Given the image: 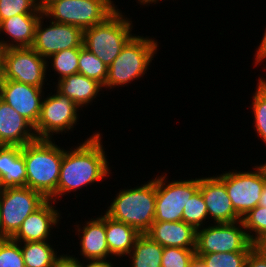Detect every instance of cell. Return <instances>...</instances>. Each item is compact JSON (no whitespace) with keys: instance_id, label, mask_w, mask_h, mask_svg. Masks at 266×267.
I'll return each instance as SVG.
<instances>
[{"instance_id":"obj_1","label":"cell","mask_w":266,"mask_h":267,"mask_svg":"<svg viewBox=\"0 0 266 267\" xmlns=\"http://www.w3.org/2000/svg\"><path fill=\"white\" fill-rule=\"evenodd\" d=\"M103 135L99 131H94L76 146L73 145L71 148L66 146L60 166L57 191L49 200L59 203L71 192H77L75 196L77 198L78 191L88 186L92 187L91 185L96 182L95 185L100 182L102 184L109 178L112 166L109 165L108 152L103 145L105 144L102 141Z\"/></svg>"},{"instance_id":"obj_2","label":"cell","mask_w":266,"mask_h":267,"mask_svg":"<svg viewBox=\"0 0 266 267\" xmlns=\"http://www.w3.org/2000/svg\"><path fill=\"white\" fill-rule=\"evenodd\" d=\"M55 139H36L22 146L26 164V187L49 200L57 191L60 166L65 151Z\"/></svg>"},{"instance_id":"obj_3","label":"cell","mask_w":266,"mask_h":267,"mask_svg":"<svg viewBox=\"0 0 266 267\" xmlns=\"http://www.w3.org/2000/svg\"><path fill=\"white\" fill-rule=\"evenodd\" d=\"M138 185L118 189L119 192L111 198L110 205L103 212L145 234L155 219L156 176Z\"/></svg>"},{"instance_id":"obj_4","label":"cell","mask_w":266,"mask_h":267,"mask_svg":"<svg viewBox=\"0 0 266 267\" xmlns=\"http://www.w3.org/2000/svg\"><path fill=\"white\" fill-rule=\"evenodd\" d=\"M159 44L161 43L154 37L135 34L108 67L104 90L112 89V92L115 87H128L133 81L143 79L160 50Z\"/></svg>"},{"instance_id":"obj_5","label":"cell","mask_w":266,"mask_h":267,"mask_svg":"<svg viewBox=\"0 0 266 267\" xmlns=\"http://www.w3.org/2000/svg\"><path fill=\"white\" fill-rule=\"evenodd\" d=\"M116 9L103 22L83 30V47L97 56L107 67L135 35L132 17Z\"/></svg>"},{"instance_id":"obj_6","label":"cell","mask_w":266,"mask_h":267,"mask_svg":"<svg viewBox=\"0 0 266 267\" xmlns=\"http://www.w3.org/2000/svg\"><path fill=\"white\" fill-rule=\"evenodd\" d=\"M113 0H54L43 14L50 20L77 26L82 30L103 22L117 8Z\"/></svg>"},{"instance_id":"obj_7","label":"cell","mask_w":266,"mask_h":267,"mask_svg":"<svg viewBox=\"0 0 266 267\" xmlns=\"http://www.w3.org/2000/svg\"><path fill=\"white\" fill-rule=\"evenodd\" d=\"M49 93L43 97L40 116L34 127L37 139H54L55 134L68 135L80 121L79 112L82 111L71 99L55 88L54 93Z\"/></svg>"},{"instance_id":"obj_8","label":"cell","mask_w":266,"mask_h":267,"mask_svg":"<svg viewBox=\"0 0 266 267\" xmlns=\"http://www.w3.org/2000/svg\"><path fill=\"white\" fill-rule=\"evenodd\" d=\"M253 170L231 169L216 176L224 183L235 212L242 218L258 205L266 185V163L254 164Z\"/></svg>"},{"instance_id":"obj_9","label":"cell","mask_w":266,"mask_h":267,"mask_svg":"<svg viewBox=\"0 0 266 267\" xmlns=\"http://www.w3.org/2000/svg\"><path fill=\"white\" fill-rule=\"evenodd\" d=\"M166 172L156 175V205L154 221H182V214L188 199L199 189V177L169 179Z\"/></svg>"},{"instance_id":"obj_10","label":"cell","mask_w":266,"mask_h":267,"mask_svg":"<svg viewBox=\"0 0 266 267\" xmlns=\"http://www.w3.org/2000/svg\"><path fill=\"white\" fill-rule=\"evenodd\" d=\"M242 220L231 223H210L197 230L196 254L251 251Z\"/></svg>"},{"instance_id":"obj_11","label":"cell","mask_w":266,"mask_h":267,"mask_svg":"<svg viewBox=\"0 0 266 267\" xmlns=\"http://www.w3.org/2000/svg\"><path fill=\"white\" fill-rule=\"evenodd\" d=\"M46 61L32 47L8 48L4 56V80H15L51 90L52 86L48 82L56 79L48 80Z\"/></svg>"},{"instance_id":"obj_12","label":"cell","mask_w":266,"mask_h":267,"mask_svg":"<svg viewBox=\"0 0 266 267\" xmlns=\"http://www.w3.org/2000/svg\"><path fill=\"white\" fill-rule=\"evenodd\" d=\"M46 201L41 193L26 186L5 188L0 196V217L4 233L11 238L23 220Z\"/></svg>"},{"instance_id":"obj_13","label":"cell","mask_w":266,"mask_h":267,"mask_svg":"<svg viewBox=\"0 0 266 267\" xmlns=\"http://www.w3.org/2000/svg\"><path fill=\"white\" fill-rule=\"evenodd\" d=\"M46 20V24L44 23ZM49 24H48V23ZM83 46V30L70 24L49 20L44 14L37 22L32 48L43 58L70 48Z\"/></svg>"},{"instance_id":"obj_14","label":"cell","mask_w":266,"mask_h":267,"mask_svg":"<svg viewBox=\"0 0 266 267\" xmlns=\"http://www.w3.org/2000/svg\"><path fill=\"white\" fill-rule=\"evenodd\" d=\"M58 203L47 200L35 212L27 216L11 239L18 243L52 240L54 230L59 229L63 213ZM55 205V206H54ZM54 228V229H53ZM53 230V231H52Z\"/></svg>"},{"instance_id":"obj_15","label":"cell","mask_w":266,"mask_h":267,"mask_svg":"<svg viewBox=\"0 0 266 267\" xmlns=\"http://www.w3.org/2000/svg\"><path fill=\"white\" fill-rule=\"evenodd\" d=\"M46 90L15 80H4L0 87V99L35 127L41 112Z\"/></svg>"},{"instance_id":"obj_16","label":"cell","mask_w":266,"mask_h":267,"mask_svg":"<svg viewBox=\"0 0 266 267\" xmlns=\"http://www.w3.org/2000/svg\"><path fill=\"white\" fill-rule=\"evenodd\" d=\"M80 223V224H78ZM83 224V225H82ZM75 234L78 236L79 256L82 260H105L114 258L110 252L106 241L105 234V212L101 210V214L95 218H88L87 221L75 222L73 225Z\"/></svg>"},{"instance_id":"obj_17","label":"cell","mask_w":266,"mask_h":267,"mask_svg":"<svg viewBox=\"0 0 266 267\" xmlns=\"http://www.w3.org/2000/svg\"><path fill=\"white\" fill-rule=\"evenodd\" d=\"M199 190L207 206L211 223H231L242 220L232 206L224 183L216 175L199 176Z\"/></svg>"},{"instance_id":"obj_18","label":"cell","mask_w":266,"mask_h":267,"mask_svg":"<svg viewBox=\"0 0 266 267\" xmlns=\"http://www.w3.org/2000/svg\"><path fill=\"white\" fill-rule=\"evenodd\" d=\"M145 234L163 247L196 250L197 230L184 221H154Z\"/></svg>"},{"instance_id":"obj_19","label":"cell","mask_w":266,"mask_h":267,"mask_svg":"<svg viewBox=\"0 0 266 267\" xmlns=\"http://www.w3.org/2000/svg\"><path fill=\"white\" fill-rule=\"evenodd\" d=\"M36 139L34 127L0 99V145L22 147Z\"/></svg>"},{"instance_id":"obj_20","label":"cell","mask_w":266,"mask_h":267,"mask_svg":"<svg viewBox=\"0 0 266 267\" xmlns=\"http://www.w3.org/2000/svg\"><path fill=\"white\" fill-rule=\"evenodd\" d=\"M41 16L42 14H17L2 20L0 22V44L6 49L32 47L36 25Z\"/></svg>"},{"instance_id":"obj_21","label":"cell","mask_w":266,"mask_h":267,"mask_svg":"<svg viewBox=\"0 0 266 267\" xmlns=\"http://www.w3.org/2000/svg\"><path fill=\"white\" fill-rule=\"evenodd\" d=\"M51 85L59 93L71 99L82 111H84V108H88L89 104L93 106V102L99 100L101 92H105L99 82L80 73L64 77L57 82H53Z\"/></svg>"},{"instance_id":"obj_22","label":"cell","mask_w":266,"mask_h":267,"mask_svg":"<svg viewBox=\"0 0 266 267\" xmlns=\"http://www.w3.org/2000/svg\"><path fill=\"white\" fill-rule=\"evenodd\" d=\"M0 176L5 188L26 186V164L22 147L0 145Z\"/></svg>"},{"instance_id":"obj_23","label":"cell","mask_w":266,"mask_h":267,"mask_svg":"<svg viewBox=\"0 0 266 267\" xmlns=\"http://www.w3.org/2000/svg\"><path fill=\"white\" fill-rule=\"evenodd\" d=\"M105 234L110 254L118 261L132 250L140 233L124 222L114 220L105 213ZM121 258V259H120ZM120 259V260H119Z\"/></svg>"},{"instance_id":"obj_24","label":"cell","mask_w":266,"mask_h":267,"mask_svg":"<svg viewBox=\"0 0 266 267\" xmlns=\"http://www.w3.org/2000/svg\"><path fill=\"white\" fill-rule=\"evenodd\" d=\"M164 247L153 241L148 235L140 234L125 258L130 267H161ZM128 266V267H129Z\"/></svg>"},{"instance_id":"obj_25","label":"cell","mask_w":266,"mask_h":267,"mask_svg":"<svg viewBox=\"0 0 266 267\" xmlns=\"http://www.w3.org/2000/svg\"><path fill=\"white\" fill-rule=\"evenodd\" d=\"M55 246L50 240L20 243L25 267H53L62 256Z\"/></svg>"},{"instance_id":"obj_26","label":"cell","mask_w":266,"mask_h":267,"mask_svg":"<svg viewBox=\"0 0 266 267\" xmlns=\"http://www.w3.org/2000/svg\"><path fill=\"white\" fill-rule=\"evenodd\" d=\"M79 53H80V48H70L54 53L51 56H49L46 59L48 77L49 76L52 77V75L54 74L53 77L55 78L56 76H58L56 81H59L64 77L78 73ZM51 70L52 72L54 71L53 74L52 73L50 74Z\"/></svg>"},{"instance_id":"obj_27","label":"cell","mask_w":266,"mask_h":267,"mask_svg":"<svg viewBox=\"0 0 266 267\" xmlns=\"http://www.w3.org/2000/svg\"><path fill=\"white\" fill-rule=\"evenodd\" d=\"M258 83L255 86V92L252 94V101L249 108L252 109L253 128L256 131L257 137H260L261 143L266 146V78L258 77Z\"/></svg>"},{"instance_id":"obj_28","label":"cell","mask_w":266,"mask_h":267,"mask_svg":"<svg viewBox=\"0 0 266 267\" xmlns=\"http://www.w3.org/2000/svg\"><path fill=\"white\" fill-rule=\"evenodd\" d=\"M78 73L96 80L103 87L108 75V67L85 47H80Z\"/></svg>"},{"instance_id":"obj_29","label":"cell","mask_w":266,"mask_h":267,"mask_svg":"<svg viewBox=\"0 0 266 267\" xmlns=\"http://www.w3.org/2000/svg\"><path fill=\"white\" fill-rule=\"evenodd\" d=\"M182 221L193 226L196 230L210 224L207 206L199 189L188 199V203L185 204Z\"/></svg>"},{"instance_id":"obj_30","label":"cell","mask_w":266,"mask_h":267,"mask_svg":"<svg viewBox=\"0 0 266 267\" xmlns=\"http://www.w3.org/2000/svg\"><path fill=\"white\" fill-rule=\"evenodd\" d=\"M242 222L253 244L266 237V207L257 205L242 217Z\"/></svg>"},{"instance_id":"obj_31","label":"cell","mask_w":266,"mask_h":267,"mask_svg":"<svg viewBox=\"0 0 266 267\" xmlns=\"http://www.w3.org/2000/svg\"><path fill=\"white\" fill-rule=\"evenodd\" d=\"M250 251L196 254L206 267H244Z\"/></svg>"},{"instance_id":"obj_32","label":"cell","mask_w":266,"mask_h":267,"mask_svg":"<svg viewBox=\"0 0 266 267\" xmlns=\"http://www.w3.org/2000/svg\"><path fill=\"white\" fill-rule=\"evenodd\" d=\"M17 14H43L38 0H0V22Z\"/></svg>"},{"instance_id":"obj_33","label":"cell","mask_w":266,"mask_h":267,"mask_svg":"<svg viewBox=\"0 0 266 267\" xmlns=\"http://www.w3.org/2000/svg\"><path fill=\"white\" fill-rule=\"evenodd\" d=\"M195 256L196 252L193 249L164 247L161 267H190Z\"/></svg>"},{"instance_id":"obj_34","label":"cell","mask_w":266,"mask_h":267,"mask_svg":"<svg viewBox=\"0 0 266 267\" xmlns=\"http://www.w3.org/2000/svg\"><path fill=\"white\" fill-rule=\"evenodd\" d=\"M0 267H25L20 243L11 238L0 242Z\"/></svg>"},{"instance_id":"obj_35","label":"cell","mask_w":266,"mask_h":267,"mask_svg":"<svg viewBox=\"0 0 266 267\" xmlns=\"http://www.w3.org/2000/svg\"><path fill=\"white\" fill-rule=\"evenodd\" d=\"M72 258L78 260V264H79V267H119V266H116V265H119L118 262L116 261L117 259L115 258H111V259H105V260H81L79 258V256L77 255V257L73 254V255H70ZM112 260H114V262H117L114 264V262H112ZM82 261V262H81ZM121 267H125V266H122Z\"/></svg>"},{"instance_id":"obj_36","label":"cell","mask_w":266,"mask_h":267,"mask_svg":"<svg viewBox=\"0 0 266 267\" xmlns=\"http://www.w3.org/2000/svg\"><path fill=\"white\" fill-rule=\"evenodd\" d=\"M244 267H266V258L253 248L247 256Z\"/></svg>"},{"instance_id":"obj_37","label":"cell","mask_w":266,"mask_h":267,"mask_svg":"<svg viewBox=\"0 0 266 267\" xmlns=\"http://www.w3.org/2000/svg\"><path fill=\"white\" fill-rule=\"evenodd\" d=\"M262 39L259 43V46L257 45L256 47V51H255V54H254V65L255 67L258 65L260 66L261 63H266V27H265V30H264V33L262 34Z\"/></svg>"},{"instance_id":"obj_38","label":"cell","mask_w":266,"mask_h":267,"mask_svg":"<svg viewBox=\"0 0 266 267\" xmlns=\"http://www.w3.org/2000/svg\"><path fill=\"white\" fill-rule=\"evenodd\" d=\"M53 267H79L78 260L72 258L67 252L62 253V256L55 262Z\"/></svg>"},{"instance_id":"obj_39","label":"cell","mask_w":266,"mask_h":267,"mask_svg":"<svg viewBox=\"0 0 266 267\" xmlns=\"http://www.w3.org/2000/svg\"><path fill=\"white\" fill-rule=\"evenodd\" d=\"M6 48L0 44V87L4 81V56Z\"/></svg>"},{"instance_id":"obj_40","label":"cell","mask_w":266,"mask_h":267,"mask_svg":"<svg viewBox=\"0 0 266 267\" xmlns=\"http://www.w3.org/2000/svg\"><path fill=\"white\" fill-rule=\"evenodd\" d=\"M254 248H256L266 258V237L261 238L254 243Z\"/></svg>"},{"instance_id":"obj_41","label":"cell","mask_w":266,"mask_h":267,"mask_svg":"<svg viewBox=\"0 0 266 267\" xmlns=\"http://www.w3.org/2000/svg\"><path fill=\"white\" fill-rule=\"evenodd\" d=\"M135 1L138 3V5L140 4V5H142V7L144 6V8H145V6L149 7L150 4H153L155 6L156 4H159L160 1L162 2V0H135ZM164 1H166V0H164Z\"/></svg>"},{"instance_id":"obj_42","label":"cell","mask_w":266,"mask_h":267,"mask_svg":"<svg viewBox=\"0 0 266 267\" xmlns=\"http://www.w3.org/2000/svg\"><path fill=\"white\" fill-rule=\"evenodd\" d=\"M190 267H206L204 262L197 256L191 261Z\"/></svg>"},{"instance_id":"obj_43","label":"cell","mask_w":266,"mask_h":267,"mask_svg":"<svg viewBox=\"0 0 266 267\" xmlns=\"http://www.w3.org/2000/svg\"><path fill=\"white\" fill-rule=\"evenodd\" d=\"M258 205H259V206L266 207V185H265L263 191L261 192V195H260V199H259Z\"/></svg>"},{"instance_id":"obj_44","label":"cell","mask_w":266,"mask_h":267,"mask_svg":"<svg viewBox=\"0 0 266 267\" xmlns=\"http://www.w3.org/2000/svg\"><path fill=\"white\" fill-rule=\"evenodd\" d=\"M9 239V237L4 233L2 223H1V217H0V242L5 241Z\"/></svg>"},{"instance_id":"obj_45","label":"cell","mask_w":266,"mask_h":267,"mask_svg":"<svg viewBox=\"0 0 266 267\" xmlns=\"http://www.w3.org/2000/svg\"><path fill=\"white\" fill-rule=\"evenodd\" d=\"M54 0H38L40 8L43 10L50 2Z\"/></svg>"},{"instance_id":"obj_46","label":"cell","mask_w":266,"mask_h":267,"mask_svg":"<svg viewBox=\"0 0 266 267\" xmlns=\"http://www.w3.org/2000/svg\"><path fill=\"white\" fill-rule=\"evenodd\" d=\"M5 187L2 184V178L0 176V196L4 193Z\"/></svg>"}]
</instances>
